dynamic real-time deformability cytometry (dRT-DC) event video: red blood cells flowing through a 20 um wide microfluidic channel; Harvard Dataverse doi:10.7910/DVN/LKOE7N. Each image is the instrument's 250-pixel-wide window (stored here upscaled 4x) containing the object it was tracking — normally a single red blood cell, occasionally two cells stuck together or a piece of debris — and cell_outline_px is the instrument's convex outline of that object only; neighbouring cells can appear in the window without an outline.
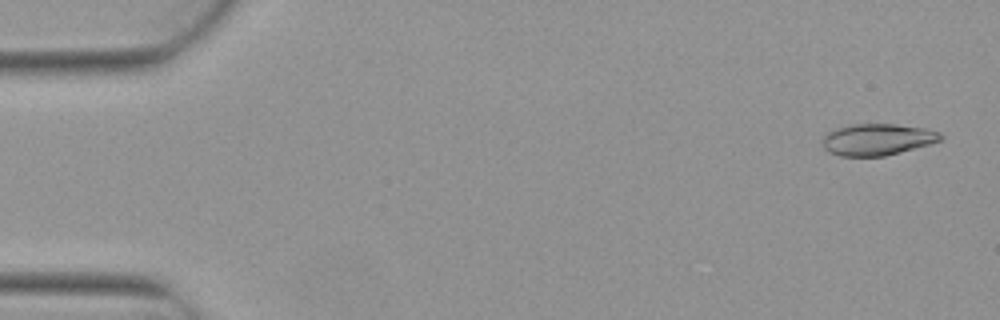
{"species": "Egyptian fruit bat (a non-hibernating species)", "species_latin": "Rousettus aegyptiacus", "temperature_condition": "warm", "stored_images_in_passage": 7, "camera_frame_rate_fps": 3000, "um_per_image_px": 0.085, "animal": {"sex": "female"}, "frame": {"image": 1, "passage_image": 1, "time_ms": 0.0, "image_size_px": [1000, 320], "cell_outline_px": [[944, 136], [940, 140], [928, 144], [900, 152], [884, 156], [840, 156], [828, 152], [824, 148], [824, 136], [828, 132], [836, 128], [852, 124], [896, 124], [924, 128], [940, 132]], "centroid_in_image_um": [74.57, 11.85], "position_along_channel_um": 10.4, "area_um2": 21.56}}
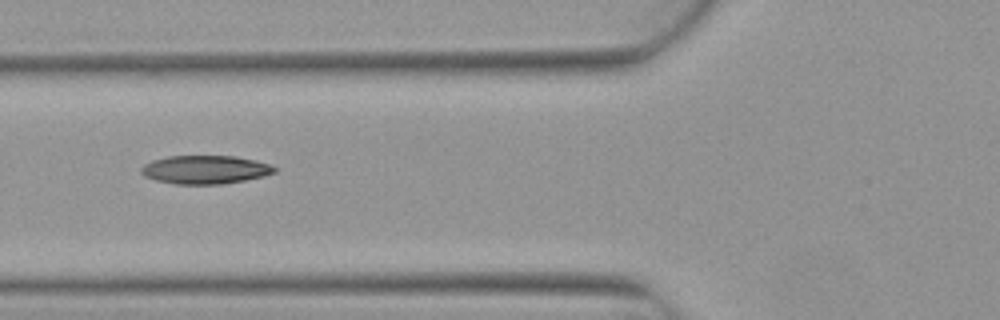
{"frame": {"image": 2, "passage_image": 5, "time_ms": 1.333, "image_size_px": [1000, 320], "cell_outline_px": [[276, 172], [264, 176], [244, 180], [220, 184], [176, 184], [156, 180], [144, 176], [140, 172], [140, 168], [144, 164], [152, 160], [168, 156], [236, 156], [256, 160], [272, 164], [276, 168]], "centroid_in_image_um": [17.45, 14.41], "position_along_channel_um": 108.4, "area_um2": 22.2}}
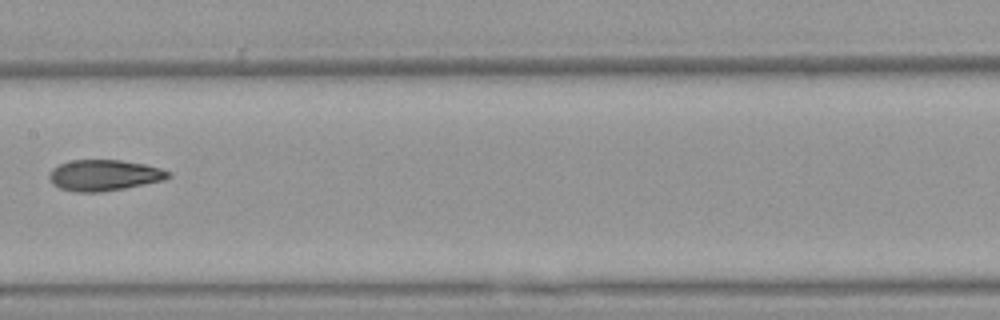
{"frame": {"image": 3, "passage_image": 7, "time_ms": 2.0, "image_size_px": [1000, 320], "cell_outline_px": [[172, 176], [164, 180], [124, 188], [100, 192], [76, 192], [60, 188], [52, 184], [48, 180], [48, 172], [52, 168], [60, 164], [72, 160], [120, 160], [144, 164], [160, 168], [172, 172]], "centroid_in_image_um": [8.83, 14.89], "position_along_channel_um": 198.6, "area_um2": 21.62}}